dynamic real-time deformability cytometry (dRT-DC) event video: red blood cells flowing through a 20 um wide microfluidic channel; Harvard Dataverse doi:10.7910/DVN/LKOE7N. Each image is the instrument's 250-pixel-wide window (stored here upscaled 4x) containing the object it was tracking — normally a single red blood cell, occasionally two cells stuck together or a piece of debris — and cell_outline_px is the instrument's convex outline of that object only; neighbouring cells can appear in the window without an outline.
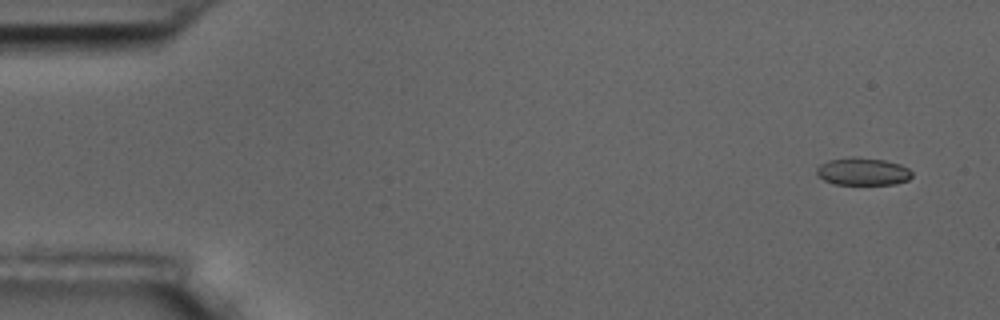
{"species": "common noctule bat (a hibernating species)", "species_latin": "Nyctalus noctula", "temperature_condition": "room temperature", "stored_images_in_passage": 6, "camera_frame_rate_fps": 3000, "um_per_image_px": 0.085, "animal": {"sex": "male", "body_mass_g": 17.5, "forearm_length_mm": 52.3}, "frame": {"image": 1, "passage_image": 1, "time_ms": 0.0, "image_size_px": [1000, 320], "cell_outline_px": [[912, 176], [908, 180], [896, 184], [836, 184], [824, 180], [816, 172], [816, 168], [820, 164], [828, 160], [852, 156], [884, 160], [900, 164], [908, 168], [912, 172]], "centroid_in_image_um": [73.34, 14.57], "position_along_channel_um": 11.7, "area_um2": 15.32}}
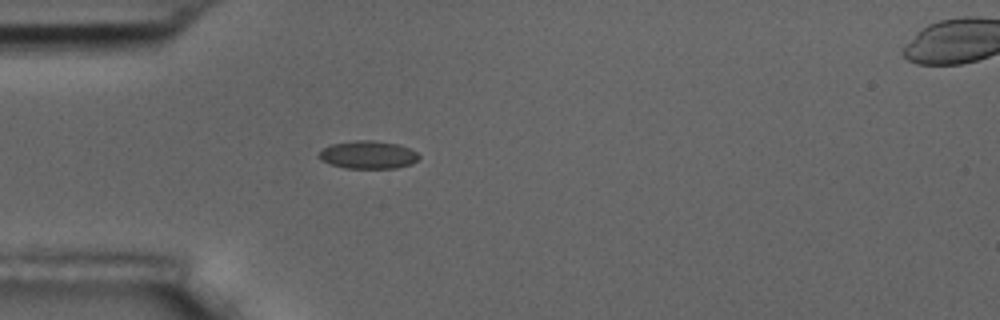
{"frame": {"image": 2, "passage_image": 5, "time_ms": 4.333, "image_size_px": [1000, 320], "cell_outline_px": [[420, 156], [412, 164], [396, 168], [344, 168], [328, 164], [320, 160], [316, 156], [324, 148], [332, 144], [356, 140], [372, 140], [400, 144], [416, 152]], "centroid_in_image_um": [31.26, 13.16], "position_along_channel_um": 53.7, "area_um2": 16.36}}